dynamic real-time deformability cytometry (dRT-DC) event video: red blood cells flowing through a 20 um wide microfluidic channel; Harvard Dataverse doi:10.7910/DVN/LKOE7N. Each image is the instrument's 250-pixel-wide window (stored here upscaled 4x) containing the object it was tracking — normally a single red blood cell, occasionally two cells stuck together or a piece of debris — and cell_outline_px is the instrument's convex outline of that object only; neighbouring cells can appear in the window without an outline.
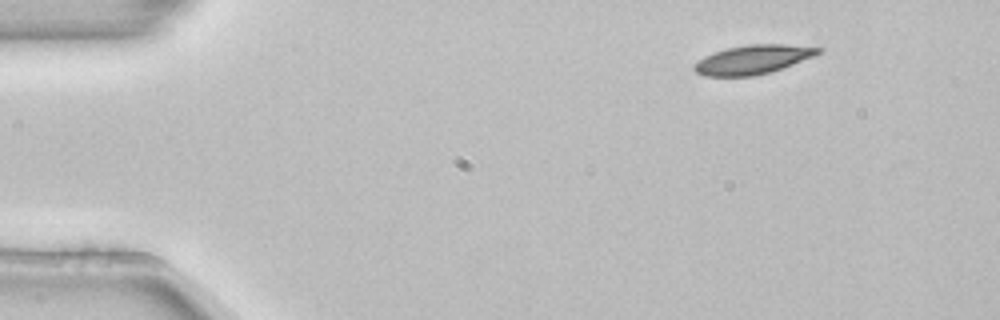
{"species": "common noctule bat (a hibernating species)", "species_latin": "Nyctalus noctula", "temperature_condition": "room temperature", "stored_images_in_passage": 3, "camera_frame_rate_fps": 3000, "um_per_image_px": 0.085, "animal": {"sex": "female", "body_mass_g": 22.7, "forearm_length_mm": 54.2}, "frame": {"image": 1, "passage_image": 1, "time_ms": 0.0, "image_size_px": [1000, 320], "cell_outline_px": [[824, 48], [820, 52], [812, 56], [792, 64], [768, 72], [752, 76], [704, 76], [696, 72], [692, 68], [704, 56], [712, 52], [728, 48], [748, 44], [784, 44]], "centroid_in_image_um": [63.95, 5.05], "position_along_channel_um": 21.0, "area_um2": 20.58}}